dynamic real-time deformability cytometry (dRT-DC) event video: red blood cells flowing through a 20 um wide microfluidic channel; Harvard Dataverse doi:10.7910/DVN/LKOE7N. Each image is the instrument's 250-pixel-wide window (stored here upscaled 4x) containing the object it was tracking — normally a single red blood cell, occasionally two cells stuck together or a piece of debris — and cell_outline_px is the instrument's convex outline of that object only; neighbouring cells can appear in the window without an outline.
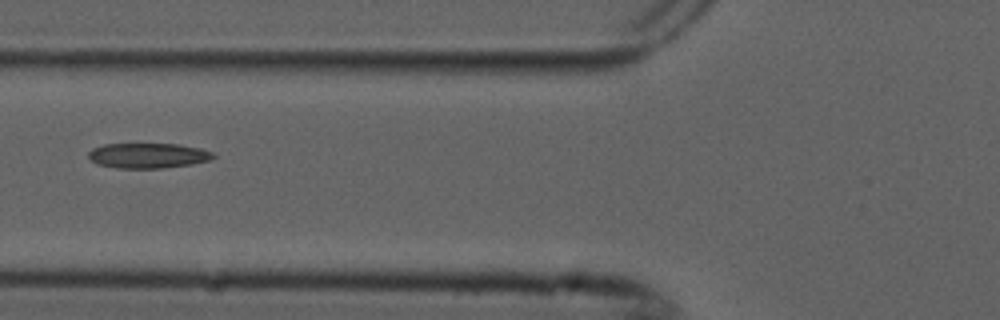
{"species": "common noctule bat (a hibernating species)", "species_latin": "Nyctalus noctula", "temperature_condition": "cold", "stored_images_in_passage": 5, "camera_frame_rate_fps": 3000, "um_per_image_px": 0.085, "animal": {"sex": "male", "forearm_length_mm": 52.5}, "frame": {"image": 1, "passage_image": 5, "time_ms": 1.333, "image_size_px": [1000, 320], "cell_outline_px": [[216, 156], [208, 160], [192, 164], [160, 168], [116, 168], [96, 164], [88, 156], [88, 152], [92, 148], [104, 144], [180, 144], [200, 148], [212, 152]], "centroid_in_image_um": [12.56, 13.22], "position_along_channel_um": 113.2, "area_um2": 18.26}}